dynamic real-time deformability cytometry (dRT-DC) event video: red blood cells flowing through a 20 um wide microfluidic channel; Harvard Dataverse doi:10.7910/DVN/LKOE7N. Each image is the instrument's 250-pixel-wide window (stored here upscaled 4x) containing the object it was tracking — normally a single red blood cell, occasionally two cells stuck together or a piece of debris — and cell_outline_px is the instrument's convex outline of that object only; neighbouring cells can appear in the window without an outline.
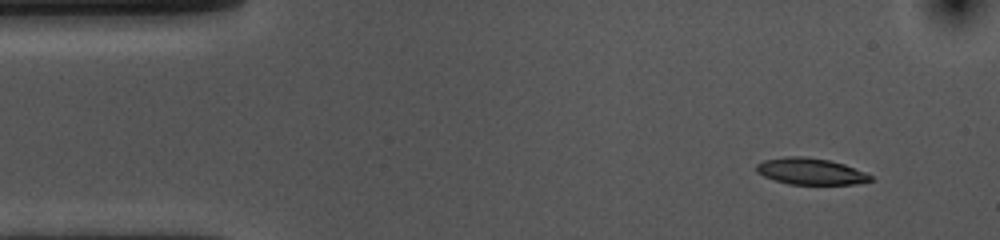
{"species": "common noctule bat (a hibernating species)", "species_latin": "Nyctalus noctula", "temperature_condition": "cold", "stored_images_in_passage": 53, "camera_frame_rate_fps": 3000, "um_per_image_px": 0.085, "animal": {"sex": "female", "body_mass_g": 10.0, "forearm_length_mm": 53.1}, "frame": {"image": 1, "passage_image": 4, "time_ms": 1.0, "image_size_px": [1000, 240], "cell_outline_px": [[872, 180], [856, 184], [788, 184], [764, 176], [756, 172], [756, 164], [764, 160], [788, 156], [804, 156], [828, 160], [844, 164], [864, 172], [872, 176]], "centroid_in_image_um": [68.88, 14.56], "position_along_channel_um": 16.1, "area_um2": 17.46}}
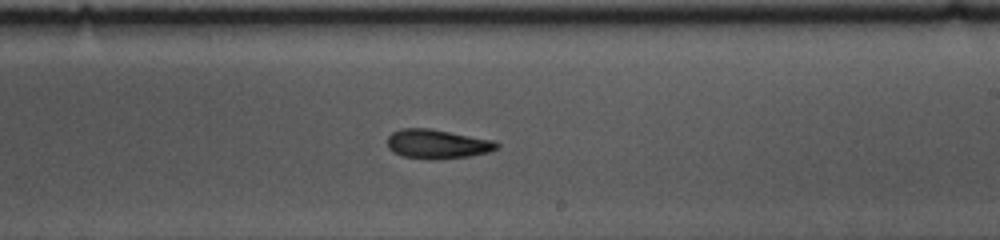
{"frame": {"image": 2, "passage_image": 30, "time_ms": 9.667, "image_size_px": [1000, 240], "cell_outline_px": [[500, 148], [488, 152], [468, 156], [432, 160], [428, 160], [404, 156], [392, 152], [388, 148], [388, 136], [392, 132], [400, 128], [428, 128], [492, 140], [500, 144]], "centroid_in_image_um": [37.14, 12.25], "position_along_channel_um": 251.9, "area_um2": 18.61}}
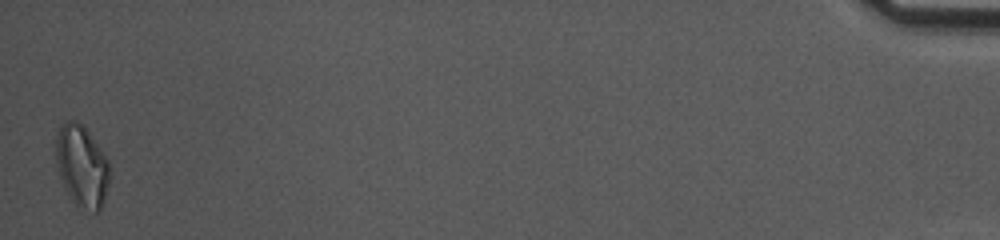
{"frame": {"image": 3, "passage_image": 53, "time_ms": 17.333, "image_size_px": [1000, 240], "cell_outline_px": [[112, 176], [100, 212], [80, 212], [64, 188], [56, 164], [56, 136], [60, 128], [68, 120], [76, 120], [88, 132], [100, 148], [108, 160]], "centroid_in_image_um": [6.99, 14.21], "position_along_channel_um": 428.2, "area_um2": 26.01}, "authors_computed_cell_mechanics": {"area_um2": 18.6116, "velocity_mm_per_s": 3.6152, "shape_relaxation_time_tau1_ms": 6.4444, "shape_relaxation_time_tau2_ms": null, "deformation_change_tau1": 0.1776, "deformation_change_tau2": null}}